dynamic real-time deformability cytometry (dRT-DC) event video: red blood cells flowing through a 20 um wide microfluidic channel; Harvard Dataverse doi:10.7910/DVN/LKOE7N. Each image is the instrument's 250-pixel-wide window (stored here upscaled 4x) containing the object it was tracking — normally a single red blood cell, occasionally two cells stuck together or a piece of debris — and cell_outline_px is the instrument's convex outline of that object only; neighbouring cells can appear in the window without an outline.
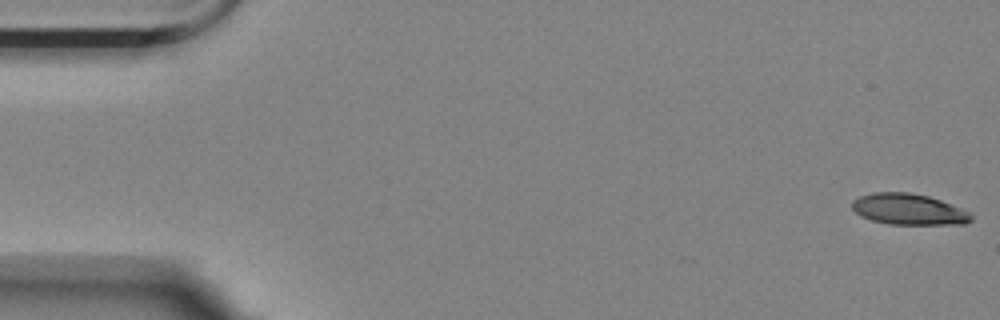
{"species": "Egyptian fruit bat (a non-hibernating species)", "species_latin": "Rousettus aegyptiacus", "temperature_condition": "room temperature", "stored_images_in_passage": 45, "camera_frame_rate_fps": 3000, "um_per_image_px": 0.085, "animal": {"sex": "female"}, "frame": {"image": 1, "passage_image": 1, "time_ms": 0.0, "image_size_px": [1000, 320], "cell_outline_px": [[972, 220], [964, 224], [888, 224], [872, 220], [860, 216], [852, 208], [852, 200], [860, 196], [872, 192], [912, 192], [928, 196], [940, 200], [972, 212]], "centroid_in_image_um": [77.24, 17.78], "position_along_channel_um": 7.8, "area_um2": 21.68}}
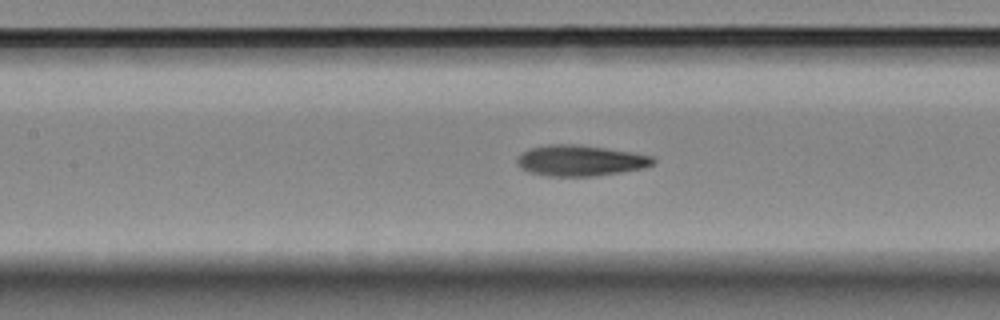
{"frame": {"image": 2, "passage_image": 25, "time_ms": 8.0, "image_size_px": [1000, 320], "cell_outline_px": [[656, 160], [652, 164], [644, 168], [596, 176], [548, 176], [528, 172], [520, 168], [516, 164], [516, 156], [520, 152], [532, 148], [548, 144], [576, 144], [632, 152], [652, 156]], "centroid_in_image_um": [49.27, 13.65], "position_along_channel_um": 158.1, "area_um2": 24.57}}
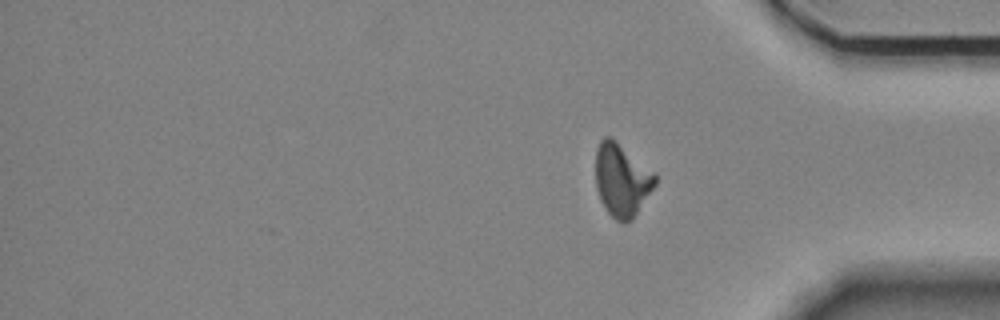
{"frame": {"image": 3, "passage_image": 45, "time_ms": 14.667, "image_size_px": [1000, 320], "cell_outline_px": [[656, 184], [632, 220], [624, 224], [616, 220], [608, 212], [600, 200], [596, 188], [596, 148], [600, 140], [604, 136], [612, 136], [656, 172]], "centroid_in_image_um": [52.86, 15.26], "position_along_channel_um": 382.3, "area_um2": 25.72}, "authors_computed_cell_mechanics": {"area_um2": 24.0448, "velocity_mm_per_s": 3.5356, "shape_relaxation_time_tau1_ms": null, "shape_relaxation_time_tau2_ms": 3.0332, "deformation_change_tau1": null, "deformation_change_tau2": 0.1068}}